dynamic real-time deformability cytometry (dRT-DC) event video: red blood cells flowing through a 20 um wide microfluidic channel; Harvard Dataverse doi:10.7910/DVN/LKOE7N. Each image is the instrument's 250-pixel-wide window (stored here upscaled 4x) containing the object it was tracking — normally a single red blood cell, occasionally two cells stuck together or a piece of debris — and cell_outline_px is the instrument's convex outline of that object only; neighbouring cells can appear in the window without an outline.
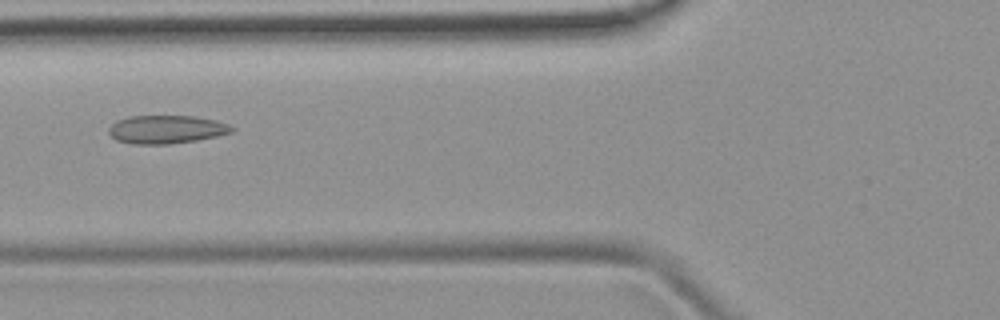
{"species": "common noctule bat (a hibernating species)", "species_latin": "Nyctalus noctula", "temperature_condition": "room temperature", "stored_images_in_passage": 51, "camera_frame_rate_fps": 3000, "um_per_image_px": 0.085, "animal": {"sex": "female", "body_mass_g": 19.9}, "frame": {"image": 1, "passage_image": 20, "time_ms": 6.333, "image_size_px": [1000, 320], "cell_outline_px": [[236, 128], [232, 132], [216, 136], [196, 140], [168, 144], [132, 144], [116, 140], [108, 132], [108, 128], [116, 120], [132, 116], [192, 116], [216, 120], [228, 124]], "centroid_in_image_um": [14.13, 11.0], "position_along_channel_um": 111.7, "area_um2": 20.23}}
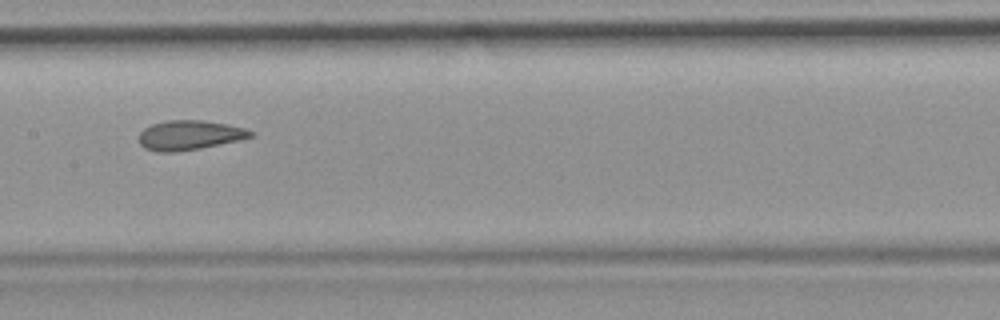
{"frame": {"image": 2, "passage_image": 26, "time_ms": 8.333, "image_size_px": [1000, 320], "cell_outline_px": [[256, 132], [252, 136], [236, 140], [200, 148], [176, 152], [156, 152], [144, 148], [140, 144], [140, 132], [144, 128], [152, 124], [168, 120], [204, 120], [228, 124], [244, 128]], "centroid_in_image_um": [16.08, 11.48], "position_along_channel_um": 191.3, "area_um2": 19.13}}
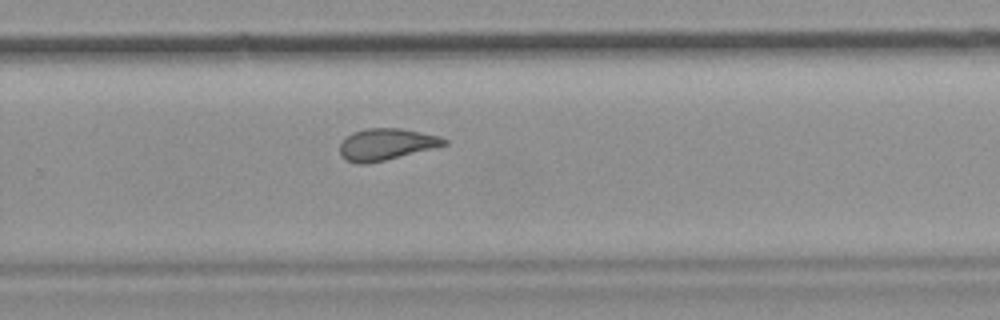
{"frame": {"image": 3, "passage_image": 34, "time_ms": 11.0, "image_size_px": [1000, 320], "cell_outline_px": [[448, 144], [368, 164], [356, 164], [348, 160], [340, 152], [340, 144], [352, 132], [368, 128], [400, 128], [440, 136], [448, 140]], "centroid_in_image_um": [32.84, 12.26], "position_along_channel_um": 297.0, "area_um2": 18.9}, "authors_computed_cell_mechanics": {"area_um2": 20.23, "velocity_mm_per_s": 3.9834, "shape_relaxation_time_tau1_ms": null, "shape_relaxation_time_tau2_ms": 1.8455, "deformation_change_tau1": null, "deformation_change_tau2": 0.0776}}